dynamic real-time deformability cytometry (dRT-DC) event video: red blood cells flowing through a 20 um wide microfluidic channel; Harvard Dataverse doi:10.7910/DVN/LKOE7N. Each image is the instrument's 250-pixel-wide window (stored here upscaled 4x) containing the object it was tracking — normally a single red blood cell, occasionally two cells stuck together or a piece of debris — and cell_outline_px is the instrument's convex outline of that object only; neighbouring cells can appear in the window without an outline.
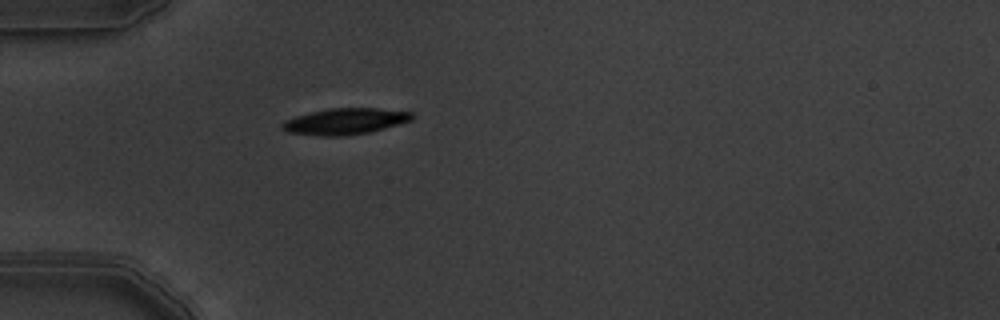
{"species": "common noctule bat (a hibernating species)", "species_latin": "Nyctalus noctula", "temperature_condition": "warm", "stored_images_in_passage": 1, "camera_frame_rate_fps": 3000, "um_per_image_px": 0.085, "animal": {"sex": "male", "body_mass_g": 19.5, "forearm_length_mm": 54.6}, "frame": {"image": 1, "passage_image": 1, "time_ms": 0.0, "image_size_px": [1000, 320], "cell_outline_px": [[416, 116], [412, 120], [384, 128], [368, 132], [344, 136], [320, 136], [288, 132], [280, 128], [280, 124], [284, 120], [296, 116], [328, 108], [376, 108], [412, 112]], "centroid_in_image_um": [29.32, 10.31], "position_along_channel_um": 55.7, "area_um2": 19.83}}